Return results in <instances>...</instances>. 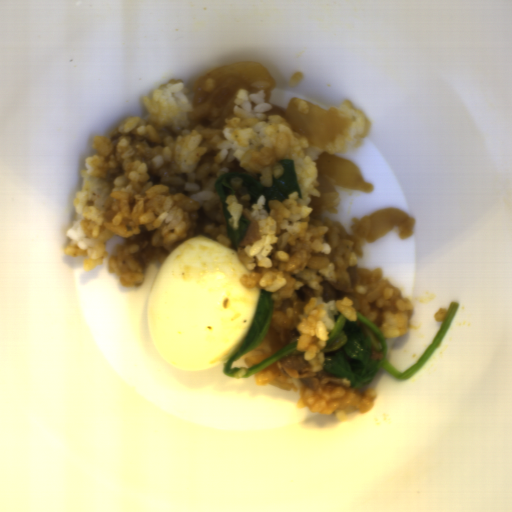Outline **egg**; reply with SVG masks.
Returning <instances> with one entry per match:
<instances>
[{"label":"egg","mask_w":512,"mask_h":512,"mask_svg":"<svg viewBox=\"0 0 512 512\" xmlns=\"http://www.w3.org/2000/svg\"><path fill=\"white\" fill-rule=\"evenodd\" d=\"M248 269L237 249L198 233L160 264L147 298L154 347L172 366L194 371L220 366L245 342L261 288H246Z\"/></svg>","instance_id":"1"}]
</instances>
